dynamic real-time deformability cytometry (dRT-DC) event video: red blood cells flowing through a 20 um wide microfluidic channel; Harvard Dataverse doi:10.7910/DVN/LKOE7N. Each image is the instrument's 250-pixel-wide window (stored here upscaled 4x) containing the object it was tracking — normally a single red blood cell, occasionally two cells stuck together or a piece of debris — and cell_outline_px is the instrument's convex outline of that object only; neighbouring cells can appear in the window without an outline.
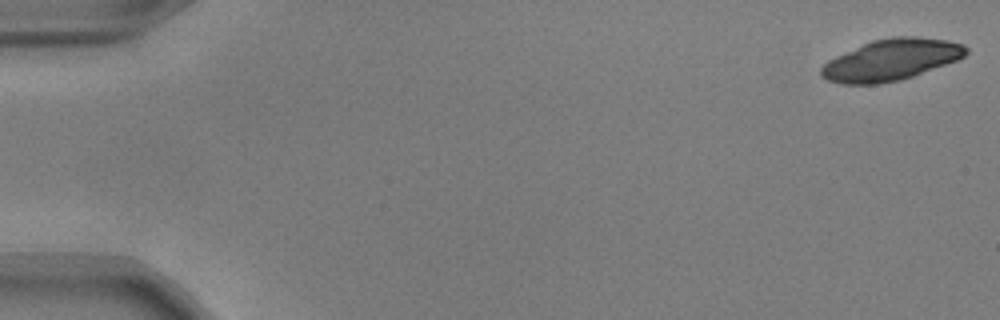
{"species": "common noctule bat (a hibernating species)", "species_latin": "Nyctalus noctula", "temperature_condition": "warm", "stored_images_in_passage": 27, "camera_frame_rate_fps": 3000, "um_per_image_px": 0.085, "animal": {"sex": "male", "body_mass_g": 17.9, "forearm_length_mm": 54.2}, "frame": {"image": 1, "passage_image": 1, "time_ms": 0.0, "image_size_px": [1000, 320], "cell_outline_px": [[968, 52], [964, 56], [956, 60], [912, 76], [900, 80], [880, 84], [840, 84], [828, 80], [820, 76], [820, 68], [828, 60], [836, 56], [872, 40], [892, 36], [912, 36], [944, 40], [964, 44], [968, 48]], "centroid_in_image_um": [75.71, 5.09], "position_along_channel_um": 9.3, "area_um2": 34.62}}